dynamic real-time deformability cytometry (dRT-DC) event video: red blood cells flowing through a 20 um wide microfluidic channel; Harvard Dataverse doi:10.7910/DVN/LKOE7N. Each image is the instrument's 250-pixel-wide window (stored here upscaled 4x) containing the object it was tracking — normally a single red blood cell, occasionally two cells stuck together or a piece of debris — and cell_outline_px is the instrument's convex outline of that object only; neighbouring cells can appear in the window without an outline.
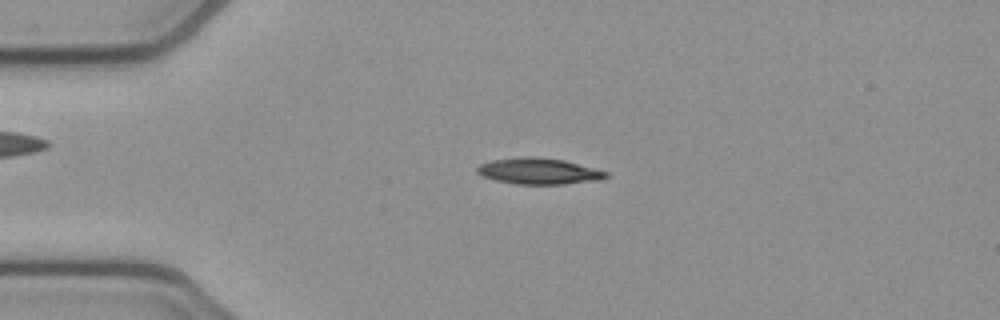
{"species": "common noctule bat (a hibernating species)", "species_latin": "Nyctalus noctula", "temperature_condition": "cold", "stored_images_in_passage": 51, "camera_frame_rate_fps": 3000, "um_per_image_px": 0.085, "animal": {"sex": "female", "body_mass_g": 21.9}, "frame": {"image": 1, "passage_image": 11, "time_ms": 3.333, "image_size_px": [1000, 320], "cell_outline_px": [[608, 176], [600, 180], [564, 184], [516, 184], [496, 180], [484, 176], [476, 172], [476, 168], [480, 164], [492, 160], [524, 156], [532, 156], [564, 160], [608, 172]], "centroid_in_image_um": [45.79, 14.54], "position_along_channel_um": 39.2, "area_um2": 19.54}}
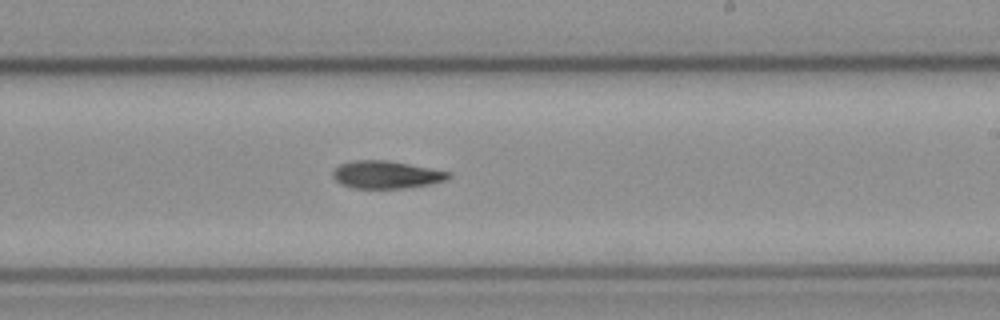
{"frame": {"image": 2, "passage_image": 30, "time_ms": 9.667, "image_size_px": [1000, 320], "cell_outline_px": [[452, 176], [448, 180], [428, 184], [404, 188], [352, 188], [340, 184], [332, 176], [332, 172], [340, 164], [352, 160], [388, 160], [452, 172]], "centroid_in_image_um": [32.84, 14.84], "position_along_channel_um": 256.2, "area_um2": 18.73}}
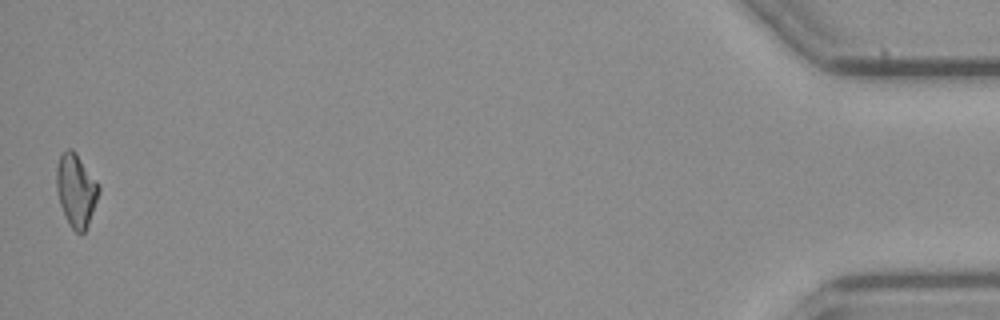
{"frame": {"image": 3, "passage_image": 51, "time_ms": 16.667, "image_size_px": [1000, 320], "cell_outline_px": [[100, 192], [88, 224], [84, 232], [76, 232], [72, 228], [60, 204], [56, 188], [56, 168], [60, 156], [68, 148], [72, 148], [76, 152], [100, 184]], "centroid_in_image_um": [6.48, 16.12], "position_along_channel_um": 428.7, "area_um2": 17.86}, "authors_computed_cell_mechanics": {"area_um2": 18.7272, "velocity_mm_per_s": 3.8802, "shape_relaxation_time_tau1_ms": 7.507, "shape_relaxation_time_tau2_ms": null, "deformation_change_tau1": 0.1706, "deformation_change_tau2": null}}